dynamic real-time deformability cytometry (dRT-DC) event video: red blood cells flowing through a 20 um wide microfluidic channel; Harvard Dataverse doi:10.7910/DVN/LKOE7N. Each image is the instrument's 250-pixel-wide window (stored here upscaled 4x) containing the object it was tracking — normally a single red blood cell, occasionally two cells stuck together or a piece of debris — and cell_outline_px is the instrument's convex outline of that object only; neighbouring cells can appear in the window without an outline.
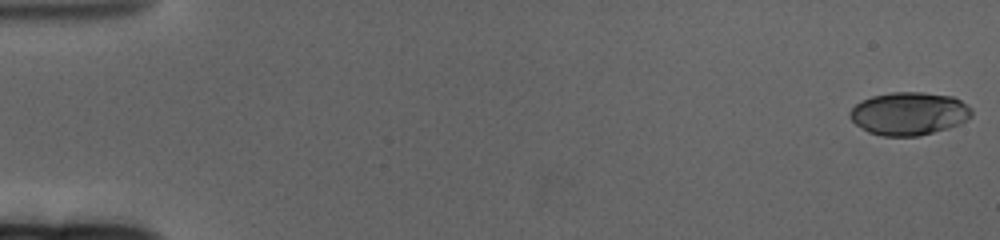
{"species": "human", "species_latin": "Homo sapiens", "temperature_condition": "cold", "stored_images_in_passage": 60, "camera_frame_rate_fps": 3000, "um_per_image_px": 0.085, "donor": {"sex": "female"}, "frame": {"image": 1, "passage_image": 1, "time_ms": 0.0, "image_size_px": [1000, 240], "cell_outline_px": [[972, 116], [948, 128], [916, 136], [884, 136], [868, 132], [856, 124], [852, 120], [852, 108], [860, 100], [872, 96], [892, 92], [924, 92], [952, 96], [960, 100], [972, 108]], "centroid_in_image_um": [77.27, 9.64], "position_along_channel_um": 7.7, "area_um2": 30.17}}
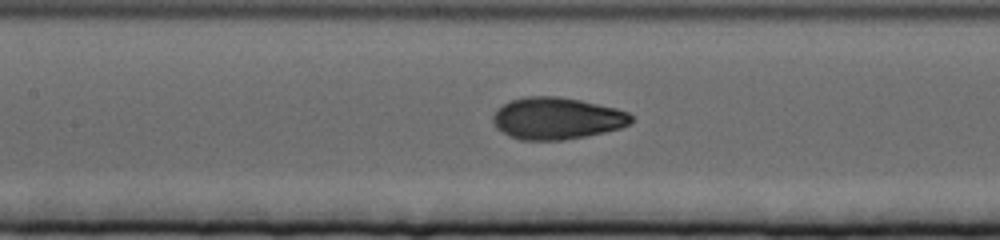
{"frame": {"image": 2, "passage_image": 30, "time_ms": 9.667, "image_size_px": [1000, 240], "cell_outline_px": [[632, 120], [628, 124], [620, 128], [604, 132], [564, 140], [520, 140], [508, 136], [496, 128], [492, 120], [492, 116], [504, 104], [512, 100], [528, 96], [556, 96], [580, 100], [616, 108], [628, 112], [632, 116]], "centroid_in_image_um": [47.31, 10.07], "position_along_channel_um": 160.1, "area_um2": 33.58}}
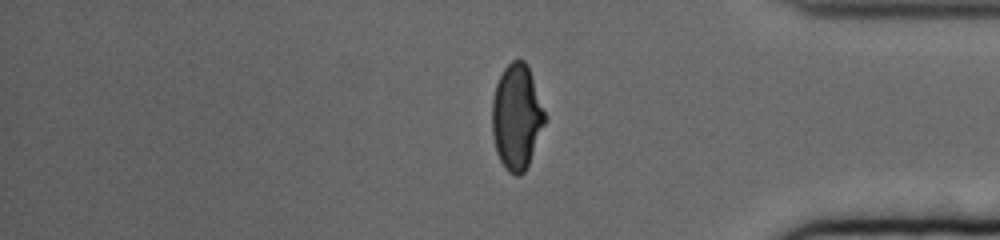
{"frame": {"image": 3, "passage_image": 53, "time_ms": 17.333, "image_size_px": [1000, 240], "cell_outline_px": [[544, 124], [528, 164], [524, 172], [520, 176], [516, 176], [508, 172], [504, 168], [496, 152], [492, 132], [492, 100], [496, 84], [504, 68], [512, 60], [524, 60], [528, 64], [544, 112]], "centroid_in_image_um": [43.88, 9.94], "position_along_channel_um": 391.3, "area_um2": 32.02}}